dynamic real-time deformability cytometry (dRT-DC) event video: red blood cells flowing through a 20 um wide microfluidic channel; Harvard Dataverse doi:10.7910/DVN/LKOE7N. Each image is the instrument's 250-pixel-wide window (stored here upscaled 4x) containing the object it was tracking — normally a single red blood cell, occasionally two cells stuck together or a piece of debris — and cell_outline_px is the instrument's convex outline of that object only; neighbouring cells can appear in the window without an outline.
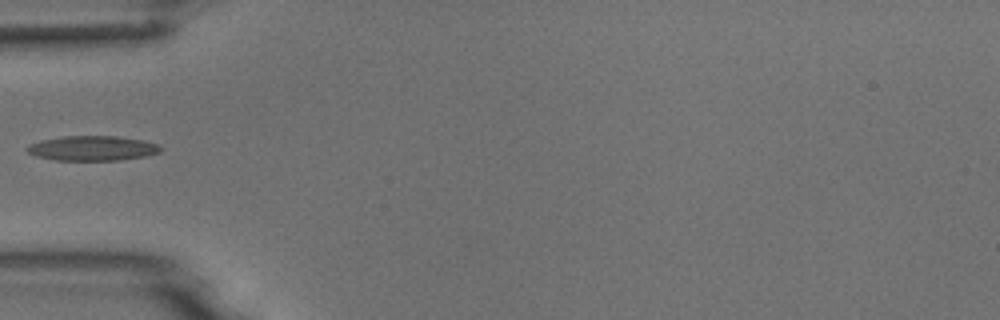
{"species": "common noctule bat (a hibernating species)", "species_latin": "Nyctalus noctula", "temperature_condition": "room temperature", "stored_images_in_passage": 2, "camera_frame_rate_fps": 3000, "um_per_image_px": 0.085, "animal": {"sex": "male", "body_mass_g": 18.8}, "frame": {"image": 1, "passage_image": 2, "time_ms": 1.0, "image_size_px": [1000, 320], "cell_outline_px": [[164, 148], [160, 152], [144, 156], [120, 160], [56, 160], [36, 156], [28, 152], [24, 148], [28, 144], [40, 140], [64, 136], [116, 136], [144, 140], [160, 144]], "centroid_in_image_um": [7.86, 12.59], "position_along_channel_um": 77.1, "area_um2": 19.48}}